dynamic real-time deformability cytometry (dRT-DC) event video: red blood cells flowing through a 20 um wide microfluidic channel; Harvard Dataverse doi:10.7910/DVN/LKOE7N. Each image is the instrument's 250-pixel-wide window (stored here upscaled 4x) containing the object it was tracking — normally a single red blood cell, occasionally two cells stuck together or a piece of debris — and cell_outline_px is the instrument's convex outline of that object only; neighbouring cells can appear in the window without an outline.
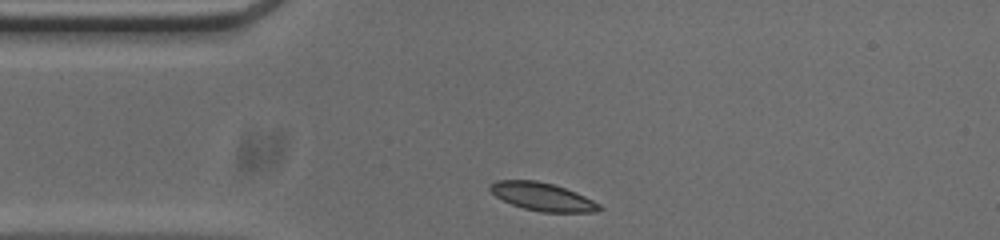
{"species": "common noctule bat (a hibernating species)", "species_latin": "Nyctalus noctula", "temperature_condition": "cold", "stored_images_in_passage": 32, "camera_frame_rate_fps": 3000, "um_per_image_px": 0.085, "animal": {"sex": "male", "body_mass_g": 20.0, "forearm_length_mm": 53.3}, "frame": {"image": 1, "passage_image": 1, "time_ms": 0.0, "image_size_px": [1000, 240], "cell_outline_px": [[604, 208], [596, 212], [540, 212], [524, 208], [512, 204], [496, 196], [488, 188], [488, 184], [496, 180], [536, 180], [556, 184], [576, 192], [600, 204]], "centroid_in_image_um": [46.12, 16.71], "position_along_channel_um": 38.9, "area_um2": 17.98}}
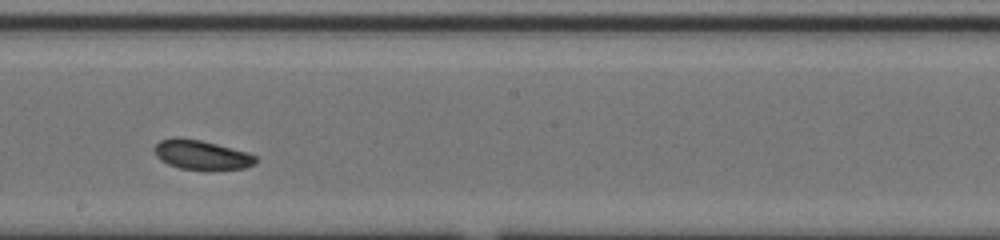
{"frame": {"image": 2, "passage_image": 18, "time_ms": 5.667, "image_size_px": [1000, 240], "cell_outline_px": [[256, 164], [244, 168], [212, 172], [180, 168], [168, 164], [160, 160], [156, 156], [152, 148], [160, 140], [172, 136], [180, 136], [200, 140], [248, 152], [256, 156]], "centroid_in_image_um": [17.11, 13.18], "position_along_channel_um": 231.1, "area_um2": 18.09}}
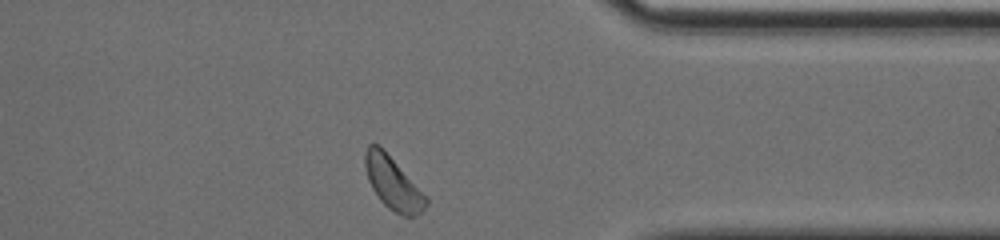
{"frame": {"image": 3, "passage_image": 31, "time_ms": 10.0, "image_size_px": [1000, 240], "cell_outline_px": [[428, 204], [416, 216], [400, 216], [388, 208], [380, 200], [372, 188], [368, 180], [364, 168], [364, 152], [368, 144], [380, 144], [384, 148], [428, 196]], "centroid_in_image_um": [33.4, 15.54], "position_along_channel_um": 378.0, "area_um2": 19.25}, "authors_computed_cell_mechanics": {"area_um2": 18.0336, "velocity_mm_per_s": 3.7246, "shape_relaxation_time_tau1_ms": 7.6005, "shape_relaxation_time_tau2_ms": null, "deformation_change_tau1": 0.145, "deformation_change_tau2": null}}